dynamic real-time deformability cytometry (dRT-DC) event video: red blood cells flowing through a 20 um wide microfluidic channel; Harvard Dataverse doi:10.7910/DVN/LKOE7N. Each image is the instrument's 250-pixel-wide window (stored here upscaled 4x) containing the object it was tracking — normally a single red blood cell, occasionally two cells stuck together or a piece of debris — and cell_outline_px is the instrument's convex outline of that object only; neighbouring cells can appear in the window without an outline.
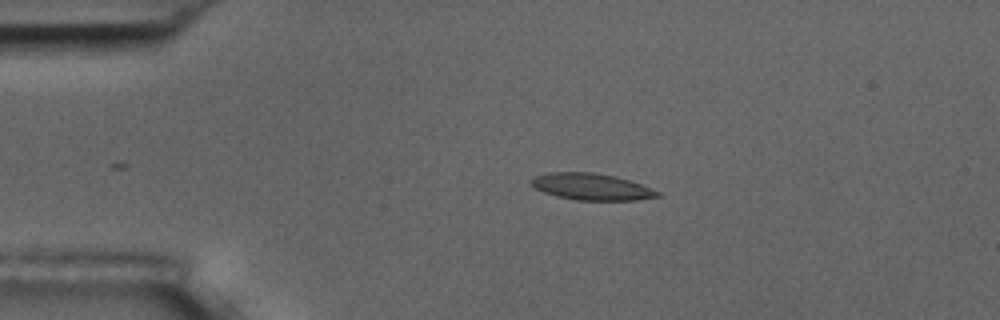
{"species": "common noctule bat (a hibernating species)", "species_latin": "Nyctalus noctula", "temperature_condition": "room temperature", "stored_images_in_passage": 3, "camera_frame_rate_fps": 3000, "um_per_image_px": 0.085, "animal": {"sex": "male", "body_mass_g": 17.5, "forearm_length_mm": 52.3}, "frame": {"image": 1, "passage_image": 3, "time_ms": 3.0, "image_size_px": [1000, 320], "cell_outline_px": [[660, 196], [636, 200], [576, 200], [556, 196], [544, 192], [536, 188], [528, 180], [532, 176], [548, 172], [592, 172], [616, 176], [640, 184], [660, 192]], "centroid_in_image_um": [50.23, 15.86], "position_along_channel_um": 34.8, "area_um2": 19.59}}